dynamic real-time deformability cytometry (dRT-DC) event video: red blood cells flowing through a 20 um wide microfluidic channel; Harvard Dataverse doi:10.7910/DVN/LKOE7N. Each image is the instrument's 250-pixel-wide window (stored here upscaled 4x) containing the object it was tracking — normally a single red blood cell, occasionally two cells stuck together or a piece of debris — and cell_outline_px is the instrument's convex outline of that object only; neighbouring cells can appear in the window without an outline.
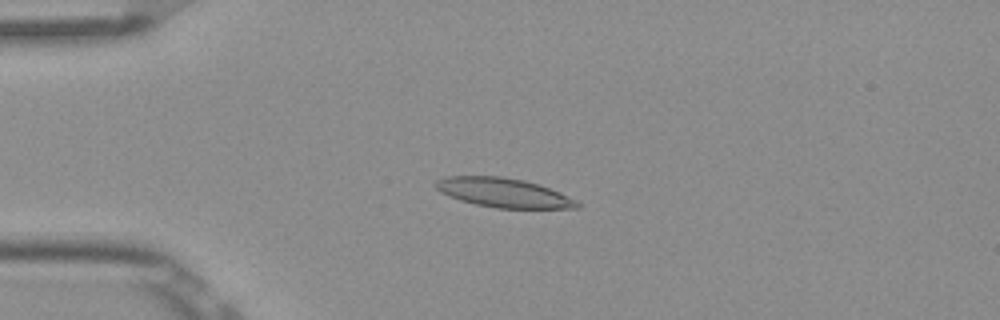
{"species": "Egyptian fruit bat (a non-hibernating species)", "species_latin": "Rousettus aegyptiacus", "temperature_condition": "room temperature", "stored_images_in_passage": 49, "camera_frame_rate_fps": 3000, "um_per_image_px": 0.085, "frame": {"image": 1, "passage_image": 10, "time_ms": 3.0, "image_size_px": [1000, 320], "cell_outline_px": [[580, 208], [496, 208], [476, 204], [460, 200], [448, 196], [440, 192], [432, 184], [436, 180], [448, 176], [500, 176], [524, 180], [540, 184], [560, 192], [576, 200], [580, 204]], "centroid_in_image_um": [42.78, 16.37], "position_along_channel_um": 42.2, "area_um2": 24.22}}
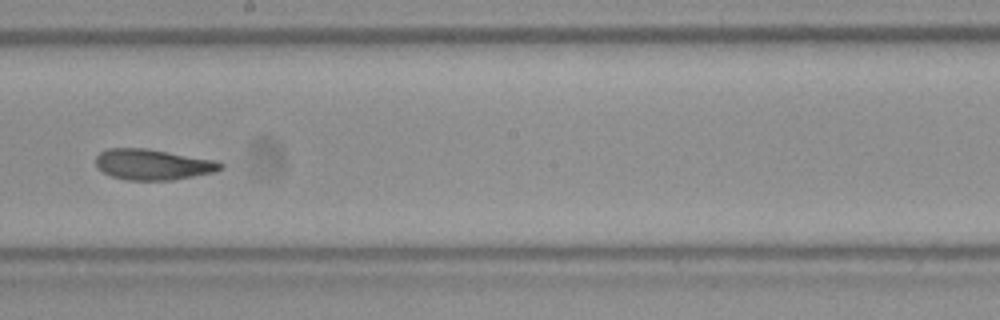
{"frame": {"image": 2, "passage_image": 27, "time_ms": 8.667, "image_size_px": [1000, 320], "cell_outline_px": [[224, 168], [216, 172], [172, 180], [128, 180], [112, 176], [96, 168], [96, 156], [100, 152], [108, 148], [148, 148], [216, 160], [224, 164]], "centroid_in_image_um": [13.02, 13.97], "position_along_channel_um": 235.2, "area_um2": 22.54}}
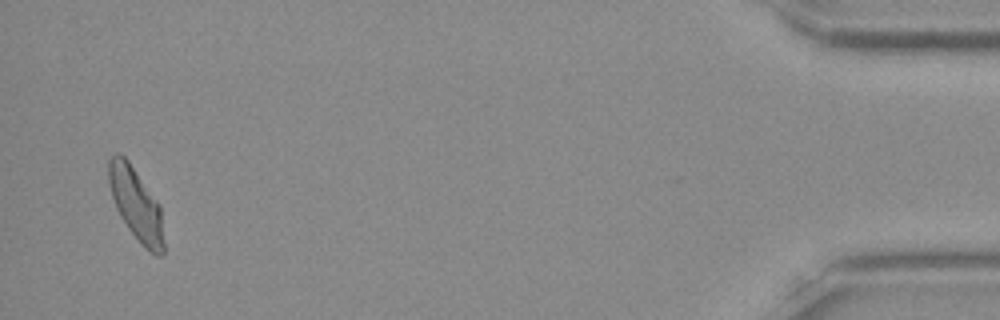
{"frame": {"image": 3, "passage_image": 48, "time_ms": 15.667, "image_size_px": [1000, 320], "cell_outline_px": [[164, 252], [160, 256], [156, 256], [144, 248], [140, 244], [128, 228], [120, 216], [116, 208], [112, 196], [108, 180], [108, 160], [116, 152], [120, 152], [128, 160], [160, 204], [164, 244]], "centroid_in_image_um": [11.57, 17.36], "position_along_channel_um": 423.6, "area_um2": 23.41}, "authors_computed_cell_mechanics": {"area_um2": 22.9466, "velocity_mm_per_s": 3.8632, "shape_relaxation_time_tau1_ms": 6.3626, "shape_relaxation_time_tau2_ms": 2.7198, "deformation_change_tau1": 0.2059, "deformation_change_tau2": 0.0868}}